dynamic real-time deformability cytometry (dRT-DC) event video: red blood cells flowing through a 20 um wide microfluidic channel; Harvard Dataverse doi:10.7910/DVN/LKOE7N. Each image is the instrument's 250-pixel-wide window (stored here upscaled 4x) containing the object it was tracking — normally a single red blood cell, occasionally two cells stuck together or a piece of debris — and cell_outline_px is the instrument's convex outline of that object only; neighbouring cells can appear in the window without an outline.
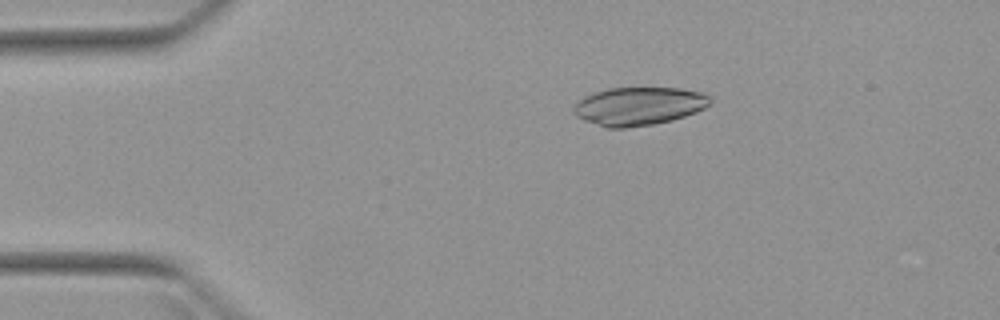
{"species": "Egyptian fruit bat (a non-hibernating species)", "species_latin": "Rousettus aegyptiacus", "temperature_condition": "warm", "stored_images_in_passage": 3, "camera_frame_rate_fps": 3000, "um_per_image_px": 0.085, "animal": {"sex": "female"}, "frame": {"image": 1, "passage_image": 2, "time_ms": 1.333, "image_size_px": [1000, 320], "cell_outline_px": [[712, 100], [704, 108], [696, 112], [672, 120], [652, 124], [624, 128], [608, 128], [584, 120], [576, 116], [572, 112], [576, 104], [584, 96], [608, 88], [680, 88], [704, 92], [712, 96]], "centroid_in_image_um": [54.33, 9.01], "position_along_channel_um": 30.7, "area_um2": 30.35}}